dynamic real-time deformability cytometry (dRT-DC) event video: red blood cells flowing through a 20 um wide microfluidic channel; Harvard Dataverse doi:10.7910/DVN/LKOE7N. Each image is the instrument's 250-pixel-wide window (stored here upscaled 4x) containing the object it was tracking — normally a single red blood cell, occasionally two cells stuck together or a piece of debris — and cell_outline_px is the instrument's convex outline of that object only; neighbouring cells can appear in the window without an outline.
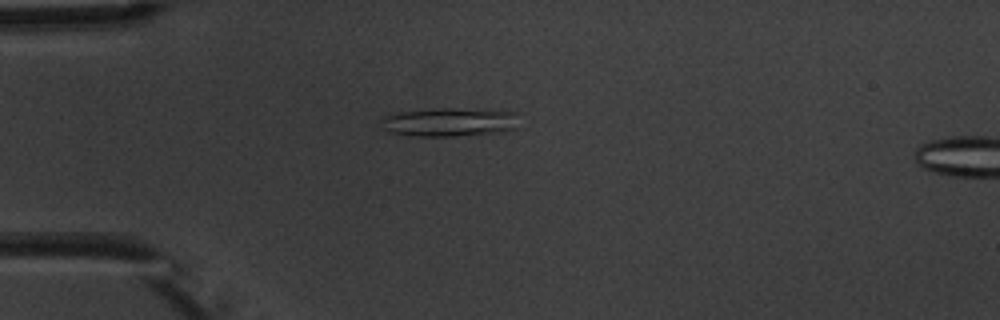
{"species": "common noctule bat (a hibernating species)", "species_latin": "Nyctalus noctula", "temperature_condition": "warm", "stored_images_in_passage": 3, "camera_frame_rate_fps": 3000, "um_per_image_px": 0.085, "animal": {"sex": "male", "body_mass_g": 20.1, "forearm_length_mm": 53.5}, "frame": {"image": 1, "passage_image": 2, "time_ms": 1.333, "image_size_px": [1000, 320], "cell_outline_px": [[516, 128], [508, 132], [452, 136], [412, 136], [392, 132], [384, 128], [380, 120], [380, 116], [396, 112], [432, 108], [456, 108], [516, 112]], "centroid_in_image_um": [38.17, 10.37], "position_along_channel_um": 46.8, "area_um2": 23.29}}